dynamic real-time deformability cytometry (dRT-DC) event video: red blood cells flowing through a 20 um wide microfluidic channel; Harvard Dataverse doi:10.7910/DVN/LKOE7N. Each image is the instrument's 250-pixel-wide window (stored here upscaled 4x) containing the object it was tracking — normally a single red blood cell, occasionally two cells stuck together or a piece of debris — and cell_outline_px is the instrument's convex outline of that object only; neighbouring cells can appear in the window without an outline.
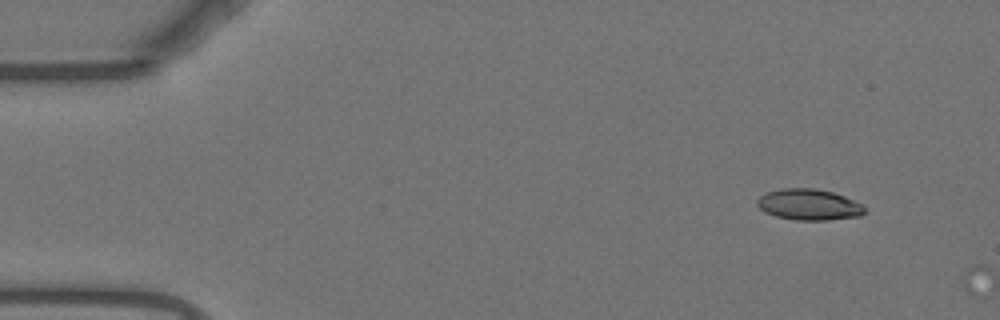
{"species": "Egyptian fruit bat (a non-hibernating species)", "species_latin": "Rousettus aegyptiacus", "temperature_condition": "warm", "stored_images_in_passage": 2, "camera_frame_rate_fps": 3000, "um_per_image_px": 0.085, "animal": {"sex": "female"}, "frame": {"image": 1, "passage_image": 1, "time_ms": 0.0, "image_size_px": [1000, 320], "cell_outline_px": [[864, 212], [860, 216], [828, 220], [796, 220], [776, 216], [764, 212], [756, 204], [756, 200], [760, 196], [768, 192], [780, 188], [816, 188], [832, 192], [844, 196], [864, 204]], "centroid_in_image_um": [68.75, 17.39], "position_along_channel_um": 16.2, "area_um2": 19.54}}